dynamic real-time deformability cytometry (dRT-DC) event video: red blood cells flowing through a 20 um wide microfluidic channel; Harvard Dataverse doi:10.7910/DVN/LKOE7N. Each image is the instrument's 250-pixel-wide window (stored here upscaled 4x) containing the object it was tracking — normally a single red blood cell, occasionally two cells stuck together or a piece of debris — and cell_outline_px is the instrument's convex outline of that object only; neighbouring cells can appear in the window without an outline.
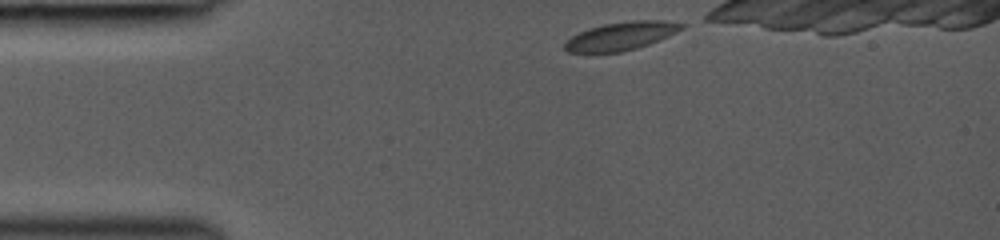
{"species": "common noctule bat (a hibernating species)", "species_latin": "Nyctalus noctula", "temperature_condition": "room temperature", "stored_images_in_passage": 18, "camera_frame_rate_fps": 3000, "um_per_image_px": 0.085, "animal": {"sex": "female", "body_mass_g": 19.0, "forearm_length_mm": 53.3}, "frame": {"image": 1, "passage_image": 1, "time_ms": 0.0, "image_size_px": [1000, 240], "cell_outline_px": [[688, 24], [684, 28], [660, 40], [636, 48], [620, 52], [568, 52], [564, 48], [564, 44], [572, 36], [588, 28], [604, 24], [632, 20], [664, 20]], "centroid_in_image_um": [52.84, 3.05], "position_along_channel_um": 32.2, "area_um2": 19.13}}
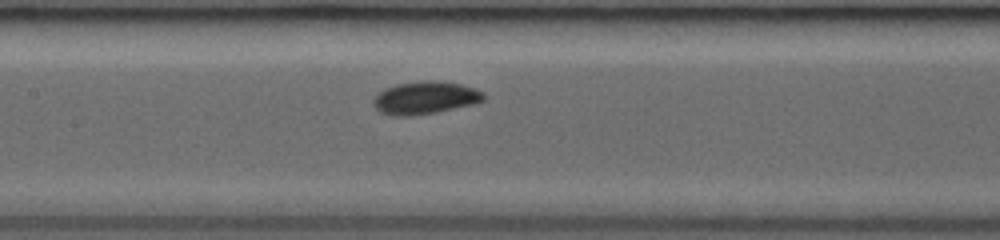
{"frame": {"image": 2, "passage_image": 11, "time_ms": 4.333, "image_size_px": [1000, 240], "cell_outline_px": [[484, 100], [472, 104], [436, 112], [408, 116], [392, 116], [380, 112], [372, 104], [372, 100], [384, 88], [396, 84], [420, 80], [440, 80], [460, 84], [484, 92]], "centroid_in_image_um": [36.1, 8.3], "position_along_channel_um": 171.3, "area_um2": 21.04}}
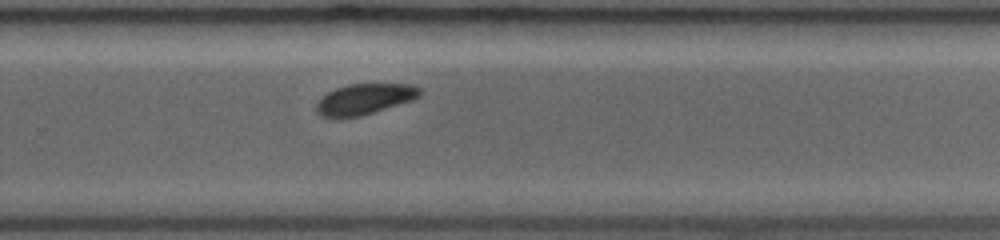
{"frame": {"image": 3, "passage_image": 17, "time_ms": 7.333, "image_size_px": [1000, 240], "cell_outline_px": [[424, 92], [420, 96], [412, 100], [360, 116], [340, 120], [332, 120], [320, 116], [316, 112], [316, 104], [328, 92], [336, 88], [348, 84], [412, 84], [424, 88]], "centroid_in_image_um": [30.98, 8.45], "position_along_channel_um": 298.8, "area_um2": 19.02}}